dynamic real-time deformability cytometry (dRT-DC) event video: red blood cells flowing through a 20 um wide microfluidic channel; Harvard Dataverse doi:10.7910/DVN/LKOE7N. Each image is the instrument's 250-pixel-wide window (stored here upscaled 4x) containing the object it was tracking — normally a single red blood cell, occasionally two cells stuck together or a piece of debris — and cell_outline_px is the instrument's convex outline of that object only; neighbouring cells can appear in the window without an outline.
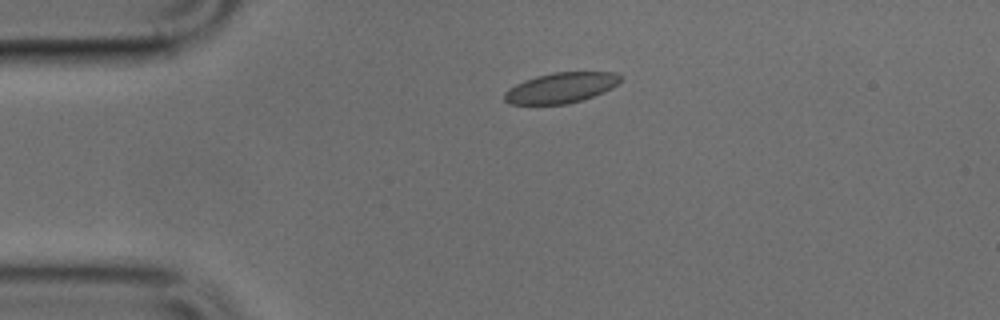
{"species": "common noctule bat (a hibernating species)", "species_latin": "Nyctalus noctula", "temperature_condition": "cold", "stored_images_in_passage": 40, "camera_frame_rate_fps": 3000, "um_per_image_px": 0.085, "animal": {"sex": "male", "body_mass_g": 17.9, "forearm_length_mm": 54.2}, "frame": {"image": 1, "passage_image": 1, "time_ms": 0.0, "image_size_px": [1000, 320], "cell_outline_px": [[620, 80], [612, 88], [604, 92], [568, 104], [508, 104], [504, 100], [504, 92], [508, 88], [524, 80], [536, 76], [552, 72], [616, 72], [620, 76]], "centroid_in_image_um": [47.64, 7.46], "position_along_channel_um": 37.4, "area_um2": 20.52}}
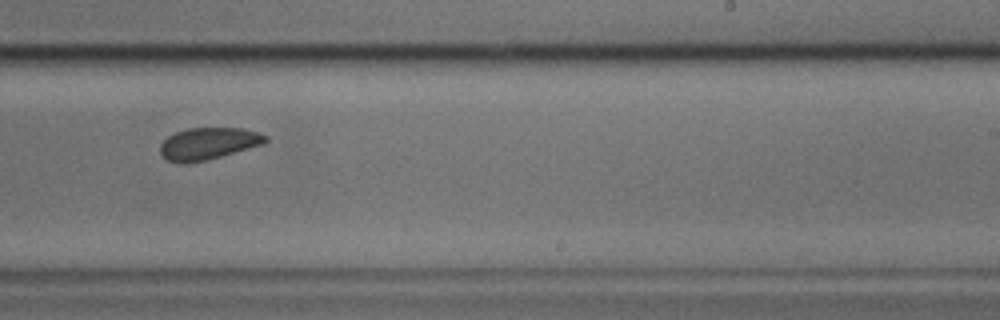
{"frame": {"image": 2, "passage_image": 21, "time_ms": 6.667, "image_size_px": [1000, 320], "cell_outline_px": [[268, 140], [264, 144], [220, 156], [204, 160], [184, 164], [180, 164], [168, 160], [160, 152], [160, 144], [168, 136], [176, 132], [188, 128], [240, 128], [256, 132], [268, 136]], "centroid_in_image_um": [17.69, 12.2], "position_along_channel_um": 271.3, "area_um2": 19.42}}
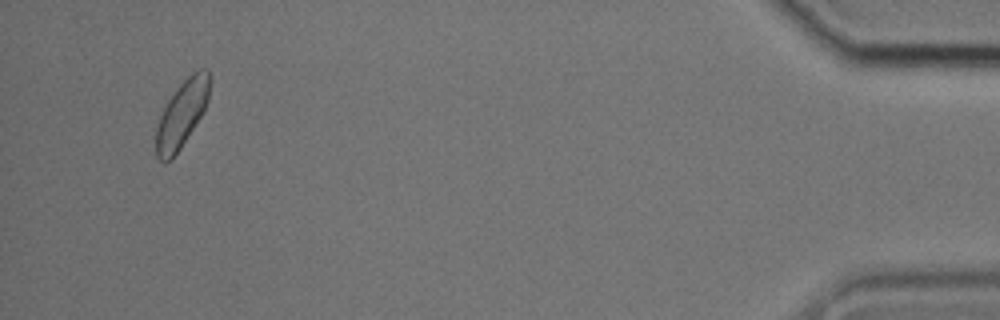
{"frame": {"image": 3, "passage_image": 38, "time_ms": 12.333, "image_size_px": [1000, 320], "cell_outline_px": [[208, 100], [204, 112], [172, 160], [164, 164], [156, 156], [156, 128], [160, 116], [168, 100], [180, 84], [192, 72], [200, 68], [208, 68]], "centroid_in_image_um": [15.44, 9.73], "position_along_channel_um": 419.8, "area_um2": 20.63}}